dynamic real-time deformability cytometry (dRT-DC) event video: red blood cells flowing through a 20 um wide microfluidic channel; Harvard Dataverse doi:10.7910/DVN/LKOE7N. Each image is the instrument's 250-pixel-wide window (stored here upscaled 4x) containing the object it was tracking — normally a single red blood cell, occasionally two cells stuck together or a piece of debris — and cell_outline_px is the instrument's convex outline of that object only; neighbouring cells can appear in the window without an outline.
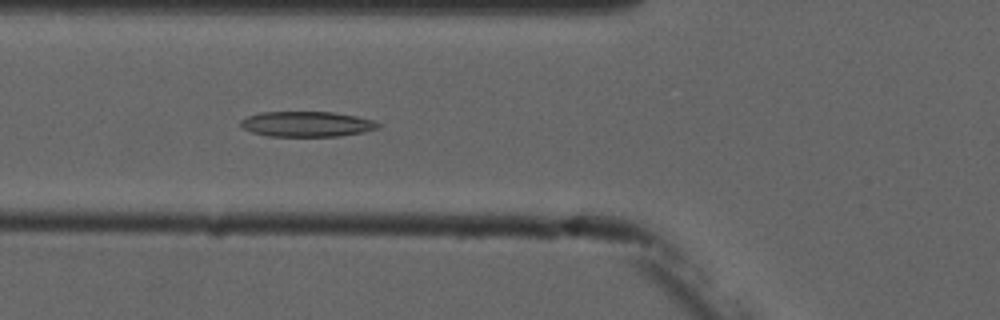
{"species": "common noctule bat (a hibernating species)", "species_latin": "Nyctalus noctula", "temperature_condition": "cold", "stored_images_in_passage": 4, "camera_frame_rate_fps": 3000, "um_per_image_px": 0.085, "animal": {"sex": "male", "forearm_length_mm": 52.5}, "frame": {"image": 1, "passage_image": 4, "time_ms": 3.333, "image_size_px": [1000, 320], "cell_outline_px": [[380, 128], [364, 132], [340, 136], [268, 136], [252, 132], [244, 128], [240, 124], [240, 120], [248, 116], [260, 112], [332, 112], [356, 116], [376, 120], [380, 124]], "centroid_in_image_um": [26.12, 10.54], "position_along_channel_um": 99.7, "area_um2": 20.35}}